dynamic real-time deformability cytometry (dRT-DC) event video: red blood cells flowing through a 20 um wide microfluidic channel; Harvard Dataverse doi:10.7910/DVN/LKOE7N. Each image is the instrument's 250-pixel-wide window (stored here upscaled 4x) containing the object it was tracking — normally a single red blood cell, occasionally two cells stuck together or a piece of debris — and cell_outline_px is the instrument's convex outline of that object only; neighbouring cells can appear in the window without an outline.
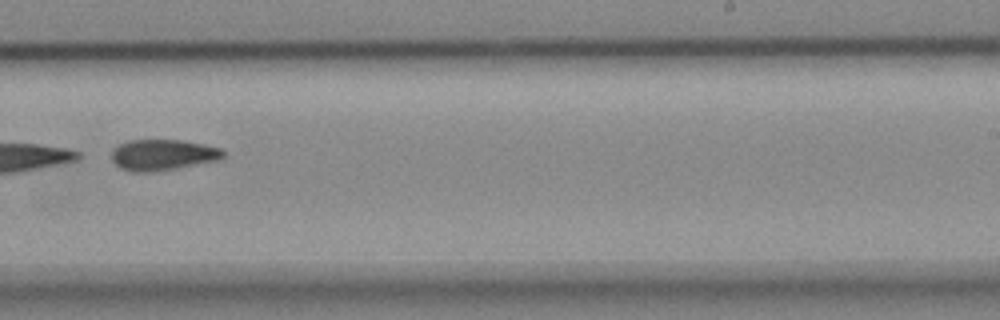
{"species": "common noctule bat (a hibernating species)", "species_latin": "Nyctalus noctula", "temperature_condition": "cold", "stored_images_in_passage": 8, "camera_frame_rate_fps": 3000, "um_per_image_px": 0.085, "animal": {"sex": "female", "body_mass_g": 18.4}, "frame": {"image": 1, "passage_image": 7, "time_ms": 2.0, "image_size_px": [1000, 320], "cell_outline_px": [[224, 160], [156, 172], [132, 172], [120, 168], [112, 160], [112, 148], [128, 140], [184, 140], [204, 144], [220, 148], [224, 152]], "centroid_in_image_um": [13.87, 13.17], "position_along_channel_um": 275.1, "area_um2": 20.58}}